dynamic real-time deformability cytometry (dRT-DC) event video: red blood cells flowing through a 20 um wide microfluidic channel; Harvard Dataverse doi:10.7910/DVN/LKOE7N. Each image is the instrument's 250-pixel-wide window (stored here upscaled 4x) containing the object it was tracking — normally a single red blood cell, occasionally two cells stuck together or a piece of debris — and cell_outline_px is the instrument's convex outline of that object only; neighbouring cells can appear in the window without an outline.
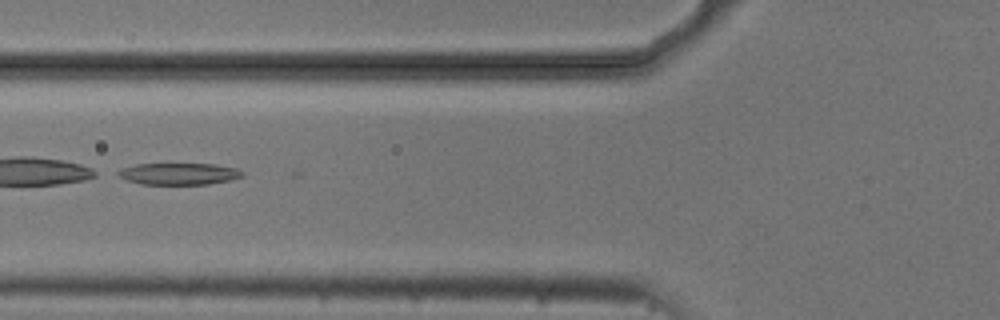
{"species": "common noctule bat (a hibernating species)", "species_latin": "Nyctalus noctula", "temperature_condition": "cold", "stored_images_in_passage": 4, "camera_frame_rate_fps": 3000, "um_per_image_px": 0.085, "animal": {"sex": "male", "body_mass_g": 20.5, "forearm_length_mm": 52.5}, "frame": {"image": 1, "passage_image": 4, "time_ms": 1.0, "image_size_px": [1000, 320], "cell_outline_px": [[244, 176], [232, 180], [208, 184], [140, 184], [128, 180], [112, 172], [120, 168], [136, 164], [212, 164], [236, 168], [244, 172]], "centroid_in_image_um": [15.18, 14.77], "position_along_channel_um": 110.6, "area_um2": 15.84}}